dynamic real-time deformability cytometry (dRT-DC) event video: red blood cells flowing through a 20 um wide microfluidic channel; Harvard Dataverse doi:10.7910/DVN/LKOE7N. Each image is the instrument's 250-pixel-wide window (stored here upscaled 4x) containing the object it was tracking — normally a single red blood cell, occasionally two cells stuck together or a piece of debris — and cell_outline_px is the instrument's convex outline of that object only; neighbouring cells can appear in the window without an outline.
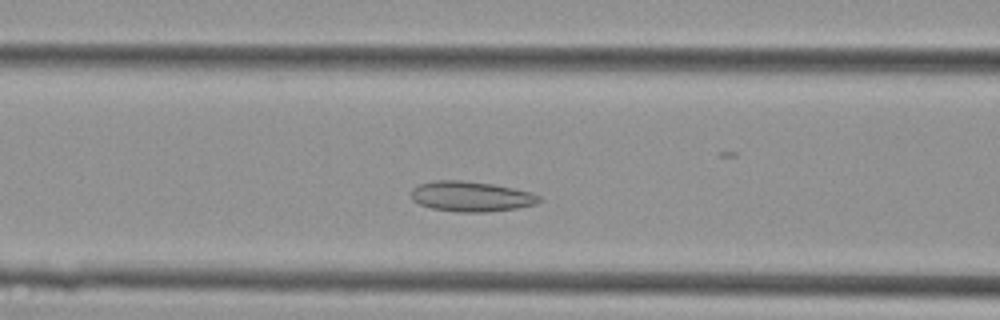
{"species": "Egyptian fruit bat (a non-hibernating species)", "species_latin": "Rousettus aegyptiacus", "temperature_condition": "cold", "stored_images_in_passage": 34, "segment_of_instrument_passage": [1, 2], "camera_frame_rate_fps": 3000, "um_per_image_px": 0.085, "animal": {"sex": "female"}, "frame": {"image": 1, "passage_image": 7, "time_ms": 2.0, "image_size_px": [1000, 320], "cell_outline_px": [[540, 200], [536, 204], [516, 208], [488, 212], [460, 212], [432, 208], [420, 204], [412, 200], [412, 188], [420, 184], [436, 180], [460, 180], [492, 184], [532, 192], [540, 196]], "centroid_in_image_um": [40.05, 16.7], "position_along_channel_um": 126.6, "area_um2": 22.37}}
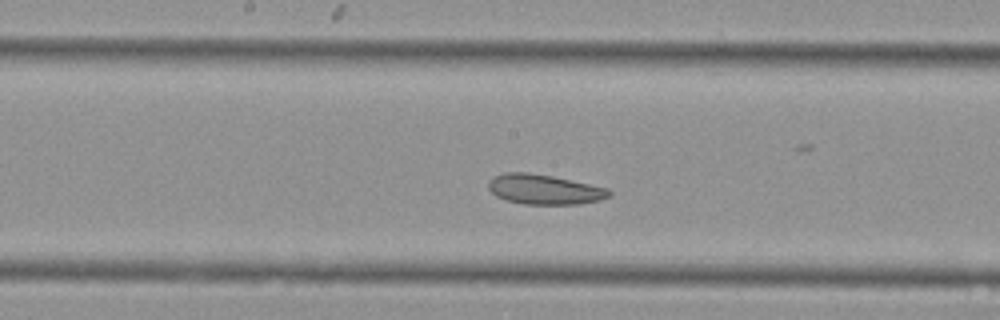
{"frame": {"image": 2, "passage_image": 12, "time_ms": 3.667, "image_size_px": [1000, 320], "cell_outline_px": [[612, 192], [608, 196], [600, 200], [580, 204], [524, 204], [508, 200], [496, 196], [488, 188], [488, 180], [504, 172], [528, 172], [552, 176], [608, 188]], "centroid_in_image_um": [46.26, 16.09], "position_along_channel_um": 201.9, "area_um2": 20.92}}
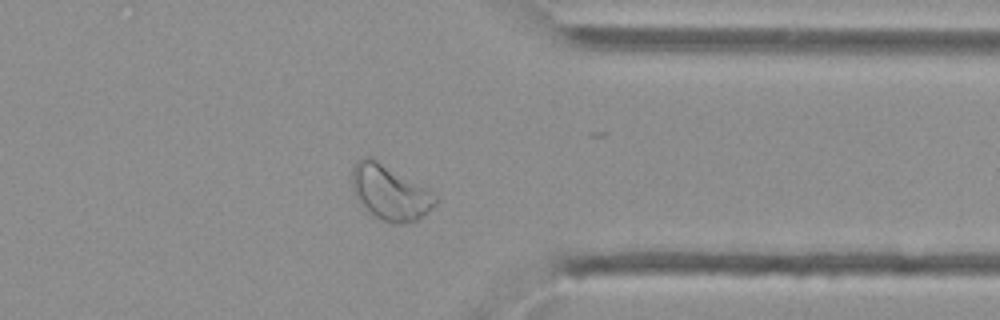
{"frame": {"image": 3, "passage_image": 24, "time_ms": 7.667, "image_size_px": [1000, 320], "cell_outline_px": [[440, 200], [428, 212], [416, 220], [400, 224], [392, 224], [368, 212], [360, 204], [352, 188], [352, 168], [364, 156], [372, 156], [432, 192]], "centroid_in_image_um": [33.14, 16.36], "position_along_channel_um": 378.3, "area_um2": 26.53}}